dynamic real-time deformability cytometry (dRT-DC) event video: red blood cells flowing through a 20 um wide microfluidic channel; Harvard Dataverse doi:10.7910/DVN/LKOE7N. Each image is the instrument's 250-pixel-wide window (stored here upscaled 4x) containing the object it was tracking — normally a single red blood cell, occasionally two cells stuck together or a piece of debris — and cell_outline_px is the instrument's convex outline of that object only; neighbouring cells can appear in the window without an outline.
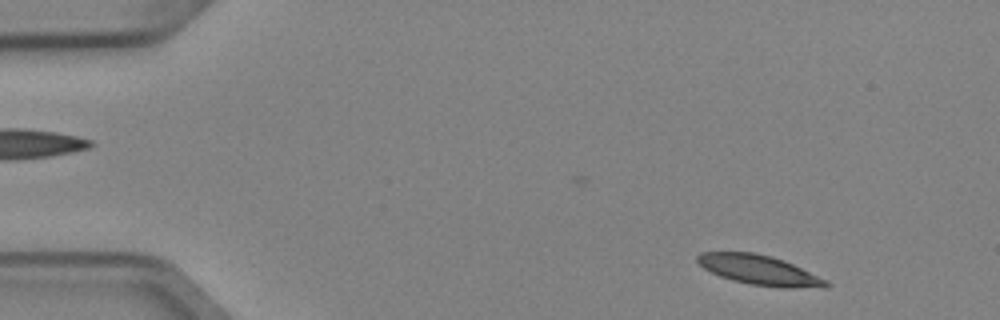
{"species": "Egyptian fruit bat (a non-hibernating species)", "species_latin": "Rousettus aegyptiacus", "temperature_condition": "cold", "stored_images_in_passage": 3, "camera_frame_rate_fps": 3000, "um_per_image_px": 0.085, "animal": {"sex": "female"}, "frame": {"image": 1, "passage_image": 1, "time_ms": 0.0, "image_size_px": [1000, 320], "cell_outline_px": [[832, 284], [828, 288], [780, 288], [748, 284], [732, 280], [720, 276], [704, 268], [696, 260], [696, 256], [700, 252], [752, 252], [784, 260], [828, 280]], "centroid_in_image_um": [64.6, 22.98], "position_along_channel_um": 20.4, "area_um2": 22.48}}